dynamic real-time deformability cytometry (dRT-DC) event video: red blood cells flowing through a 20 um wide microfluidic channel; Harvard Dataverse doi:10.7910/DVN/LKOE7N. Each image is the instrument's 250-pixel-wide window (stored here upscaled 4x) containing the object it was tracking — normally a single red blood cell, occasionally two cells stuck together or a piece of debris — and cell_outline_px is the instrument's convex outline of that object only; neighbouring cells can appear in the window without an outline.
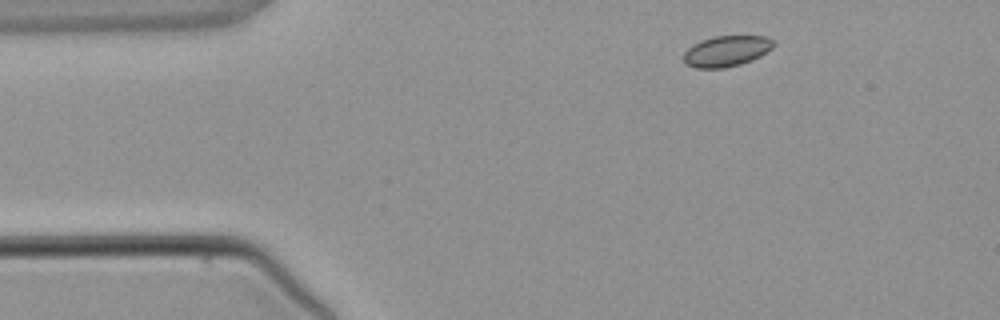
{"species": "common noctule bat (a hibernating species)", "species_latin": "Nyctalus noctula", "temperature_condition": "warm", "stored_images_in_passage": 4, "camera_frame_rate_fps": 3000, "um_per_image_px": 0.085, "animal": {"sex": "male", "body_mass_g": 21.5, "forearm_length_mm": 52.0}, "frame": {"image": 1, "passage_image": 1, "time_ms": 0.0, "image_size_px": [1000, 320], "cell_outline_px": [[776, 44], [772, 48], [760, 56], [752, 60], [740, 64], [724, 68], [696, 68], [684, 64], [684, 52], [692, 44], [700, 40], [716, 36], [768, 36]], "centroid_in_image_um": [61.74, 4.34], "position_along_channel_um": 23.3, "area_um2": 16.24}}
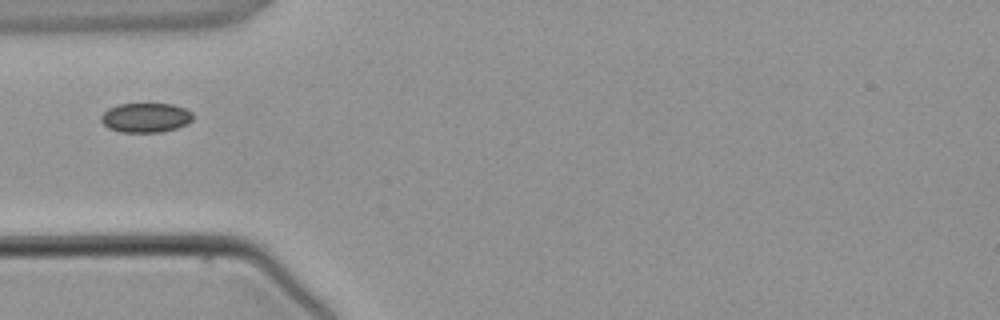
{"frame": {"image": 2, "passage_image": 3, "time_ms": 2.333, "image_size_px": [1000, 320], "cell_outline_px": [[192, 120], [188, 124], [176, 128], [160, 132], [120, 132], [108, 128], [100, 120], [100, 116], [108, 108], [116, 104], [172, 104], [184, 108], [192, 112]], "centroid_in_image_um": [12.36, 10.0], "position_along_channel_um": 72.6, "area_um2": 15.84}}
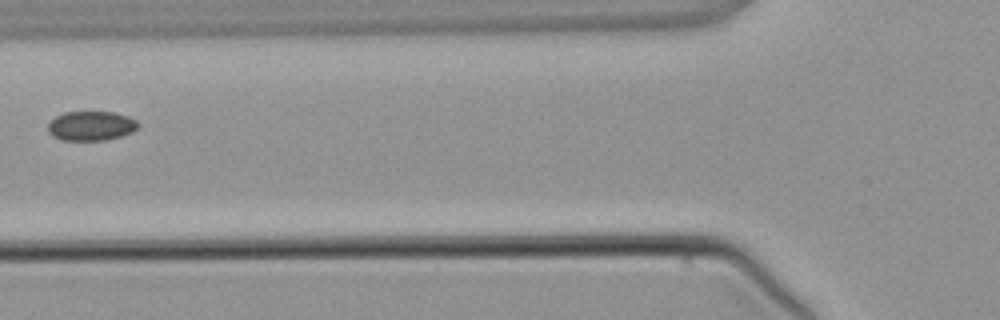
{"frame": {"image": 3, "passage_image": 4, "time_ms": 3.333, "image_size_px": [1000, 320], "cell_outline_px": [[140, 128], [132, 132], [120, 136], [104, 140], [60, 140], [52, 136], [48, 132], [48, 124], [56, 116], [64, 112], [116, 112], [128, 116], [136, 120], [140, 124]], "centroid_in_image_um": [7.76, 10.7], "position_along_channel_um": 118.0, "area_um2": 15.61}}